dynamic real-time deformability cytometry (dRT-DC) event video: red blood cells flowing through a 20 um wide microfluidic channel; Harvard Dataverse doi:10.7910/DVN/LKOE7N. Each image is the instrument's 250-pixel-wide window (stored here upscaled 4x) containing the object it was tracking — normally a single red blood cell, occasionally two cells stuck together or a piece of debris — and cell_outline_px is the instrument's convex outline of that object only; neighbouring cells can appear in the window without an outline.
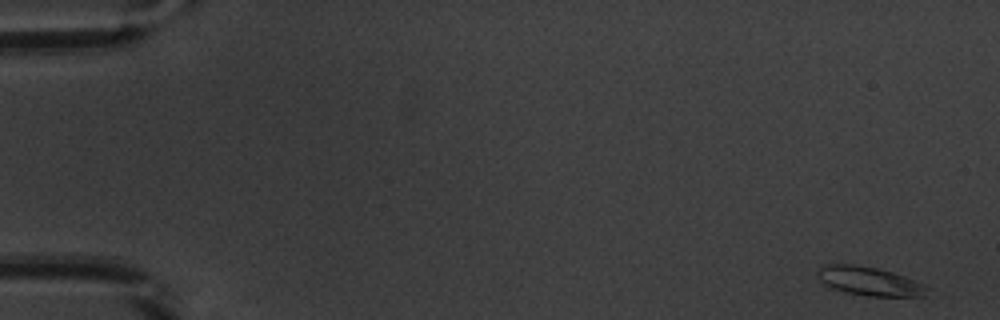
{"species": "common noctule bat (a hibernating species)", "species_latin": "Nyctalus noctula", "temperature_condition": "warm", "stored_images_in_passage": 52, "camera_frame_rate_fps": 3000, "um_per_image_px": 0.085, "animal": {"sex": "male", "body_mass_g": 20.1, "forearm_length_mm": 53.5}, "frame": {"image": 1, "passage_image": 1, "time_ms": 0.0, "image_size_px": [1000, 320], "cell_outline_px": [[928, 288], [924, 296], [868, 296], [848, 292], [832, 288], [824, 284], [820, 280], [816, 272], [824, 264], [856, 264], [876, 268], [892, 272], [904, 276], [924, 284]], "centroid_in_image_um": [73.87, 23.89], "position_along_channel_um": 11.1, "area_um2": 18.21}}
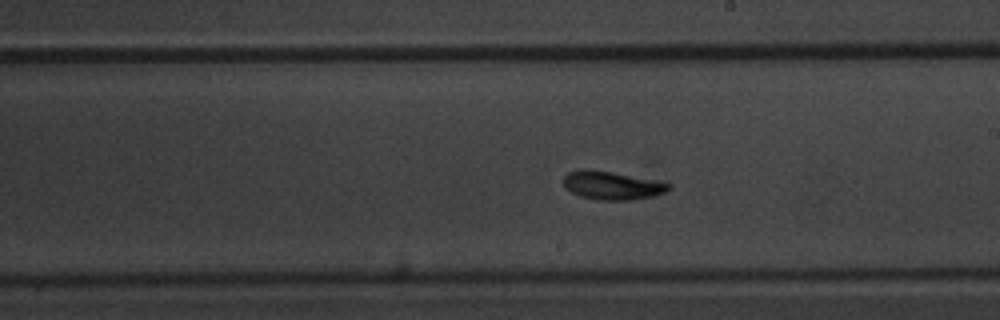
{"frame": {"image": 2, "passage_image": 30, "time_ms": 9.667, "image_size_px": [1000, 320], "cell_outline_px": [[672, 188], [664, 192], [652, 196], [632, 200], [596, 200], [580, 196], [572, 192], [564, 184], [564, 176], [568, 172], [580, 168], [584, 168], [612, 172], [672, 184]], "centroid_in_image_um": [52.0, 15.76], "position_along_channel_um": 237.0, "area_um2": 17.22}}
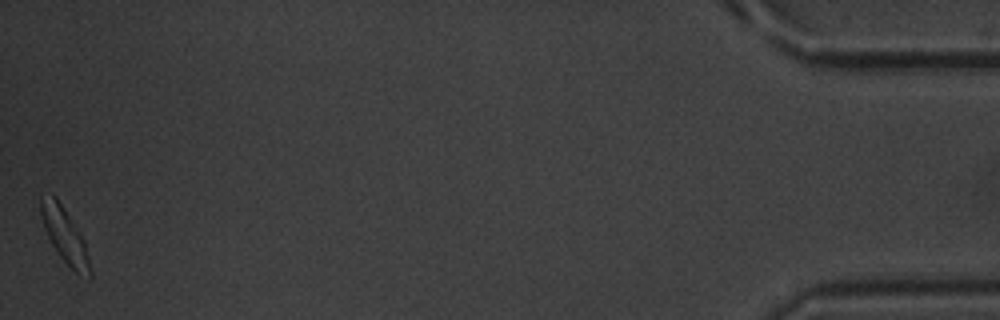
{"frame": {"image": 3, "passage_image": 52, "time_ms": 17.0, "image_size_px": [1000, 320], "cell_outline_px": [[92, 276], [88, 280], [76, 272], [60, 256], [52, 244], [44, 228], [40, 212], [40, 196], [52, 192], [56, 196], [84, 240], [92, 272]], "centroid_in_image_um": [5.49, 19.99], "position_along_channel_um": 429.7, "area_um2": 15.61}, "authors_computed_cell_mechanics": {"area_um2": 16.6464, "velocity_mm_per_s": 3.8403, "shape_relaxation_time_tau1_ms": 2.6258, "shape_relaxation_time_tau2_ms": 3.5636, "deformation_change_tau1": 0.1547, "deformation_change_tau2": 0.1081}}